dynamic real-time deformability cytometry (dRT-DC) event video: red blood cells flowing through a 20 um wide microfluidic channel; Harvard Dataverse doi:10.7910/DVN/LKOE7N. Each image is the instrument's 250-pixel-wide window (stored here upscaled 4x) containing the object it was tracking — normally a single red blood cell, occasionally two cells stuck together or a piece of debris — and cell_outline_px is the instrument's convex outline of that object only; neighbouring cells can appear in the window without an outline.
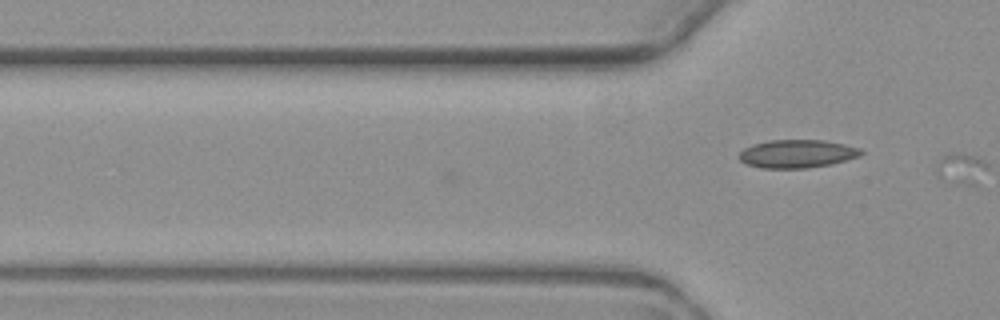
{"species": "common noctule bat (a hibernating species)", "species_latin": "Nyctalus noctula", "temperature_condition": "warm", "stored_images_in_passage": 2, "camera_frame_rate_fps": 3000, "um_per_image_px": 0.085, "animal": {"sex": "female", "body_mass_g": 19.3, "forearm_length_mm": 54.1}, "frame": {"image": 1, "passage_image": 2, "time_ms": 1.0, "image_size_px": [1000, 320], "cell_outline_px": [[864, 152], [860, 156], [832, 164], [804, 168], [760, 168], [744, 164], [736, 156], [744, 148], [752, 144], [768, 140], [824, 140], [844, 144], [860, 148]], "centroid_in_image_um": [67.71, 13.07], "position_along_channel_um": 58.1, "area_um2": 20.23}}